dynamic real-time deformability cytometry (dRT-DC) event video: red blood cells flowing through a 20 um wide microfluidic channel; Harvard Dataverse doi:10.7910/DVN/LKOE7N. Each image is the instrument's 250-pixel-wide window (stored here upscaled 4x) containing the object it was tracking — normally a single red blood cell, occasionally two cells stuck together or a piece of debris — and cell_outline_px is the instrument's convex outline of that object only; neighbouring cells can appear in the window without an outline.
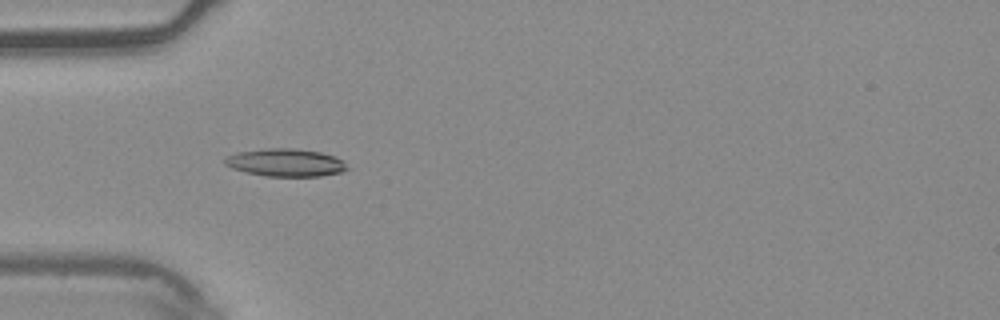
{"species": "common noctule bat (a hibernating species)", "species_latin": "Nyctalus noctula", "temperature_condition": "warm", "stored_images_in_passage": 8, "camera_frame_rate_fps": 3000, "um_per_image_px": 0.085, "animal": {"sex": "male", "body_mass_g": 20.4}, "frame": {"image": 1, "passage_image": 4, "time_ms": 1.0, "image_size_px": [1000, 320], "cell_outline_px": [[348, 168], [340, 172], [320, 176], [264, 176], [232, 168], [224, 164], [224, 156], [236, 152], [268, 148], [292, 148], [320, 152], [336, 156], [344, 160]], "centroid_in_image_um": [24.26, 13.81], "position_along_channel_um": 60.7, "area_um2": 19.83}}
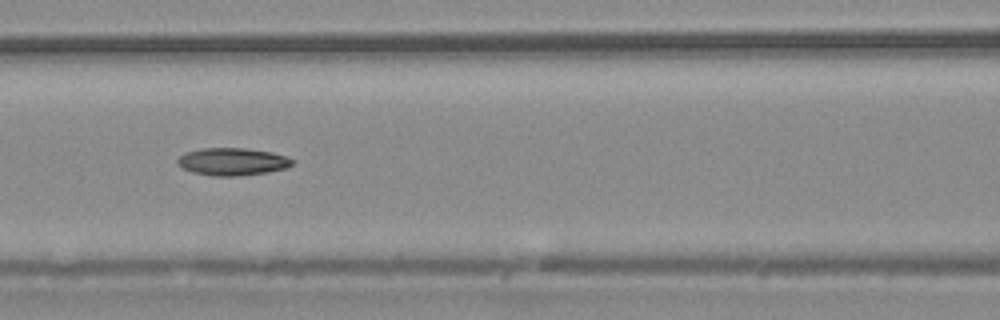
{"frame": {"image": 2, "passage_image": 6, "time_ms": 1.667, "image_size_px": [1000, 320], "cell_outline_px": [[296, 160], [288, 168], [268, 172], [236, 176], [212, 176], [192, 172], [180, 168], [176, 164], [176, 160], [184, 152], [200, 148], [244, 148], [272, 152]], "centroid_in_image_um": [19.72, 13.74], "position_along_channel_um": 146.9, "area_um2": 18.67}}
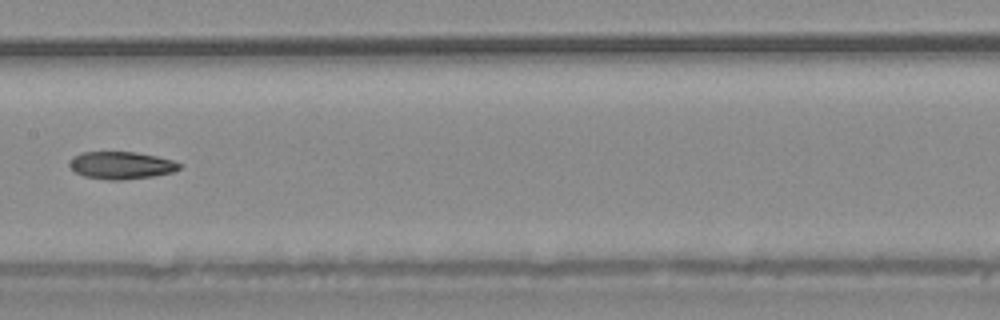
{"frame": {"image": 3, "passage_image": 7, "time_ms": 2.0, "image_size_px": [1000, 320], "cell_outline_px": [[184, 164], [180, 168], [172, 172], [152, 176], [120, 180], [108, 180], [84, 176], [76, 172], [68, 164], [72, 156], [80, 152], [136, 152], [156, 156], [172, 160]], "centroid_in_image_um": [10.3, 14.04], "position_along_channel_um": 197.1, "area_um2": 17.57}}